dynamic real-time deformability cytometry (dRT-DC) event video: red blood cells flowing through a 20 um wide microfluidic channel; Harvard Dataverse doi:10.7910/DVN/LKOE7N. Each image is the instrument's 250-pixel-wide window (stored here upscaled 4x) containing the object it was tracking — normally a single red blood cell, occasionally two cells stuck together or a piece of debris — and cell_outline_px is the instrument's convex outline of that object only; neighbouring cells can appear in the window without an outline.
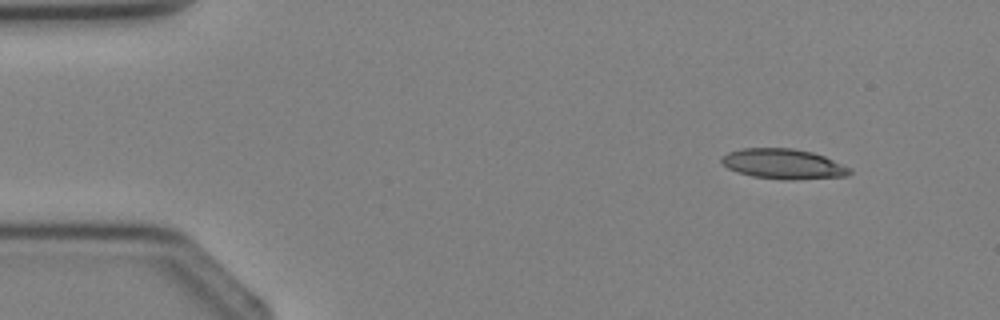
{"species": "Egyptian fruit bat (a non-hibernating species)", "species_latin": "Rousettus aegyptiacus", "temperature_condition": "cold", "stored_images_in_passage": 2, "camera_frame_rate_fps": 3000, "um_per_image_px": 0.085, "animal": {"sex": "female"}, "frame": {"image": 1, "passage_image": 1, "time_ms": 0.0, "image_size_px": [1000, 320], "cell_outline_px": [[852, 172], [848, 176], [788, 180], [784, 180], [752, 176], [736, 172], [728, 168], [720, 160], [720, 156], [728, 152], [744, 148], [792, 148], [812, 152], [824, 156], [852, 168]], "centroid_in_image_um": [66.59, 13.94], "position_along_channel_um": 18.4, "area_um2": 22.6}}